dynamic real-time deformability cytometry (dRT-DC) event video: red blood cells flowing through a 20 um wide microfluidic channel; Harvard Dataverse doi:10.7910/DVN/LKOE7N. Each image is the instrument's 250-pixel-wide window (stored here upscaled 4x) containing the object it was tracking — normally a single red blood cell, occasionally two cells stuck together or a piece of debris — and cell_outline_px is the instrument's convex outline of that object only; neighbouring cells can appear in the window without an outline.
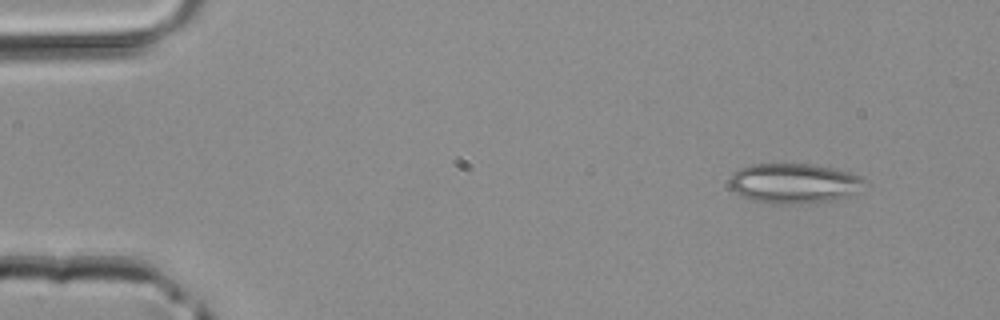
{"species": "common noctule bat (a hibernating species)", "species_latin": "Nyctalus noctula", "temperature_condition": "room temperature", "stored_images_in_passage": 4, "camera_frame_rate_fps": 3000, "um_per_image_px": 0.085, "animal": {"sex": "male", "body_mass_g": 20.4}, "frame": {"image": 1, "passage_image": 1, "time_ms": 0.0, "image_size_px": [1000, 320], "cell_outline_px": [[868, 184], [852, 196], [832, 200], [800, 204], [768, 204], [748, 200], [736, 192], [728, 184], [728, 180], [732, 172], [748, 164], [812, 164], [832, 168], [848, 172], [860, 176], [868, 180]], "centroid_in_image_um": [67.49, 15.59], "position_along_channel_um": 17.5, "area_um2": 32.14}}